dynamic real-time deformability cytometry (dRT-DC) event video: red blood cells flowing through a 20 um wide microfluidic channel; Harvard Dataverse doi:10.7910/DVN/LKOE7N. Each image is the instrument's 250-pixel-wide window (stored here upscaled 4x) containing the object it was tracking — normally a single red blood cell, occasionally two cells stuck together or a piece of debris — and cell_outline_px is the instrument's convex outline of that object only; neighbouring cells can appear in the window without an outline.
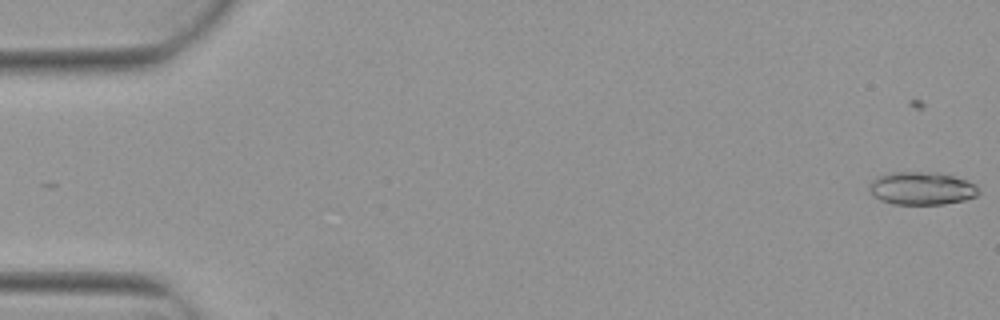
{"species": "Egyptian fruit bat (a non-hibernating species)", "species_latin": "Rousettus aegyptiacus", "temperature_condition": "warm", "stored_images_in_passage": 6, "camera_frame_rate_fps": 3000, "um_per_image_px": 0.085, "animal": {"sex": "female"}, "frame": {"image": 1, "passage_image": 1, "time_ms": 0.0, "image_size_px": [1000, 320], "cell_outline_px": [[980, 192], [976, 196], [964, 200], [944, 204], [892, 204], [880, 200], [872, 196], [868, 188], [868, 184], [872, 180], [880, 176], [892, 172], [936, 172], [952, 176], [976, 184]], "centroid_in_image_um": [78.31, 16.02], "position_along_channel_um": 6.7, "area_um2": 21.04}}
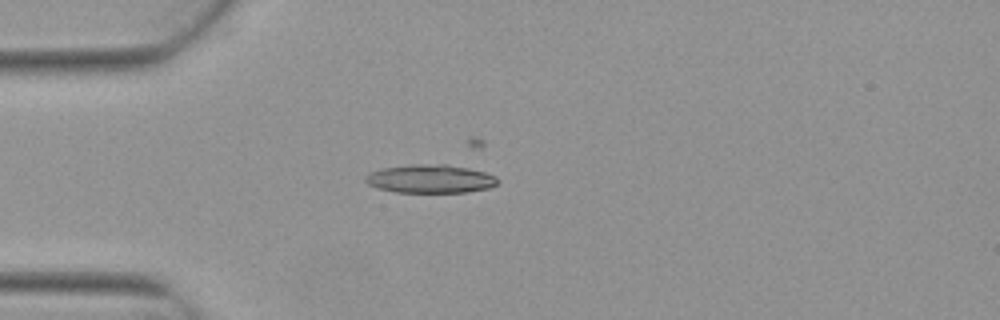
{"frame": {"image": 2, "passage_image": 4, "time_ms": 1.0, "image_size_px": [1000, 320], "cell_outline_px": [[500, 180], [496, 184], [488, 188], [468, 192], [396, 192], [376, 188], [368, 184], [364, 180], [364, 176], [368, 172], [384, 168], [412, 164], [444, 164], [468, 168], [484, 172], [496, 176]], "centroid_in_image_um": [36.55, 15.2], "position_along_channel_um": 48.5, "area_um2": 21.96}}